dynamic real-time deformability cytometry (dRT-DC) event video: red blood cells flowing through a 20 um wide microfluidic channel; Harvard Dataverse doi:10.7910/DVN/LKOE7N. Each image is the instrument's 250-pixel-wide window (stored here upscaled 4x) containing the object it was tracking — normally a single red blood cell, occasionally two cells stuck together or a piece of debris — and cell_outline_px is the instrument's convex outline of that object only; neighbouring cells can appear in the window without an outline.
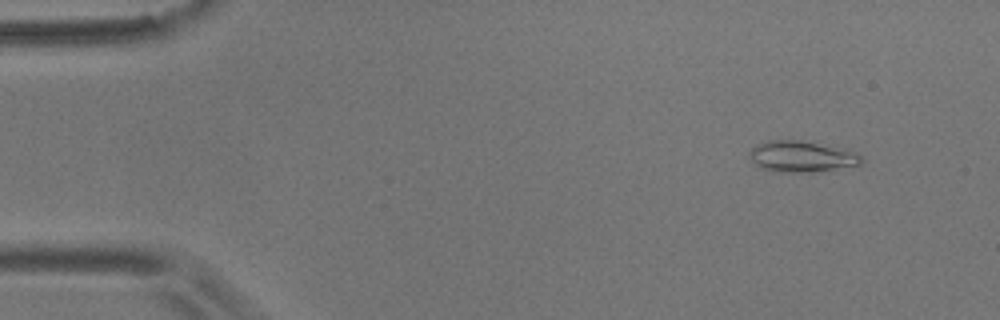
{"species": "common noctule bat (a hibernating species)", "species_latin": "Nyctalus noctula", "temperature_condition": "room temperature", "stored_images_in_passage": 5, "camera_frame_rate_fps": 3000, "um_per_image_px": 0.085, "animal": {"sex": "male", "body_mass_g": 17.9}, "frame": {"image": 1, "passage_image": 2, "time_ms": 1.0, "image_size_px": [1000, 320], "cell_outline_px": [[864, 160], [860, 164], [812, 172], [780, 172], [760, 168], [748, 156], [748, 152], [752, 148], [768, 140], [800, 140], [852, 152], [860, 156]], "centroid_in_image_um": [68.05, 13.31], "position_along_channel_um": 17.0, "area_um2": 19.65}}